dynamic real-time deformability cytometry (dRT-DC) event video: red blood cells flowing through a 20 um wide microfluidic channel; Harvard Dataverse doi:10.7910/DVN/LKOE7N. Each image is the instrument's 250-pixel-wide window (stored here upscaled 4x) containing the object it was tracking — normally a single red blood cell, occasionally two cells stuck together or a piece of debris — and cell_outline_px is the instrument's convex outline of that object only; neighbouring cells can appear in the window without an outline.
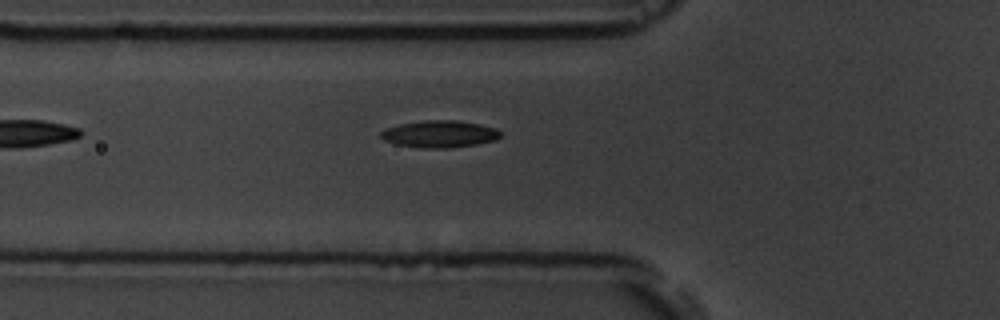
{"species": "common noctule bat (a hibernating species)", "species_latin": "Nyctalus noctula", "temperature_condition": "room temperature", "stored_images_in_passage": 5, "camera_frame_rate_fps": 3000, "um_per_image_px": 0.085, "animal": {"sex": "male", "body_mass_g": 19.5, "forearm_length_mm": 54.6}, "frame": {"image": 1, "passage_image": 5, "time_ms": 5.667, "image_size_px": [1000, 320], "cell_outline_px": [[500, 136], [496, 140], [476, 144], [448, 148], [424, 148], [396, 144], [384, 140], [380, 136], [380, 132], [384, 128], [400, 124], [424, 120], [456, 120], [480, 124], [496, 128], [500, 132]], "centroid_in_image_um": [37.35, 11.38], "position_along_channel_um": 88.5, "area_um2": 18.84}}